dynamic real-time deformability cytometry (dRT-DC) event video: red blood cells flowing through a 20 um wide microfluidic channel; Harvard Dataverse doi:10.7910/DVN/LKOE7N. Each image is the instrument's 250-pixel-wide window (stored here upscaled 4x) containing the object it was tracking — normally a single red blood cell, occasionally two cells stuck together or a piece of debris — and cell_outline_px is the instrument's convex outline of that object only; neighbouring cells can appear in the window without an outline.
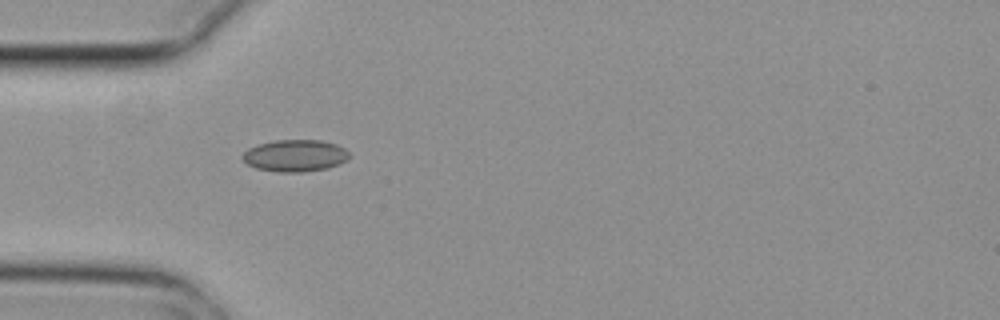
{"species": "common noctule bat (a hibernating species)", "species_latin": "Nyctalus noctula", "temperature_condition": "cold", "stored_images_in_passage": 4, "camera_frame_rate_fps": 3000, "um_per_image_px": 0.085, "animal": {"sex": "female", "body_mass_g": 29.2, "forearm_length_mm": 56.3}, "frame": {"image": 1, "passage_image": 1, "time_ms": 0.0, "image_size_px": [1000, 320], "cell_outline_px": [[348, 160], [340, 164], [328, 168], [304, 172], [276, 172], [256, 168], [248, 164], [240, 156], [248, 148], [260, 144], [276, 140], [320, 140], [336, 144], [344, 148], [348, 152]], "centroid_in_image_um": [25.09, 13.24], "position_along_channel_um": 59.9, "area_um2": 19.88}}
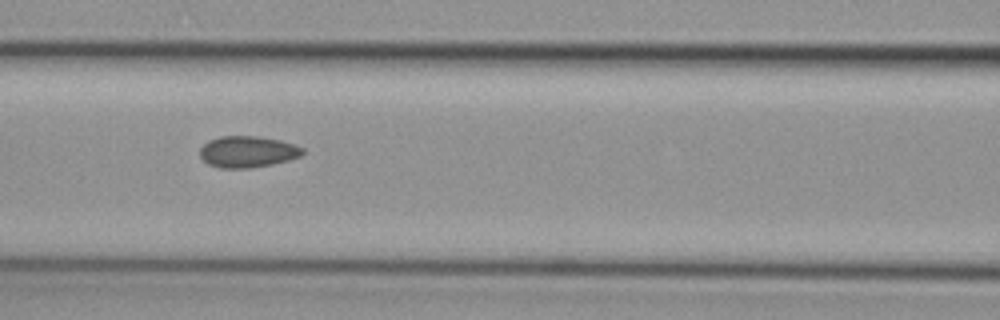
{"frame": {"image": 2, "passage_image": 3, "time_ms": 0.667, "image_size_px": [1000, 320], "cell_outline_px": [[304, 152], [300, 156], [288, 160], [272, 164], [248, 168], [220, 168], [208, 164], [200, 156], [200, 148], [208, 140], [220, 136], [256, 136], [280, 140], [304, 148]], "centroid_in_image_um": [21.02, 12.89], "position_along_channel_um": 145.6, "area_um2": 18.73}}
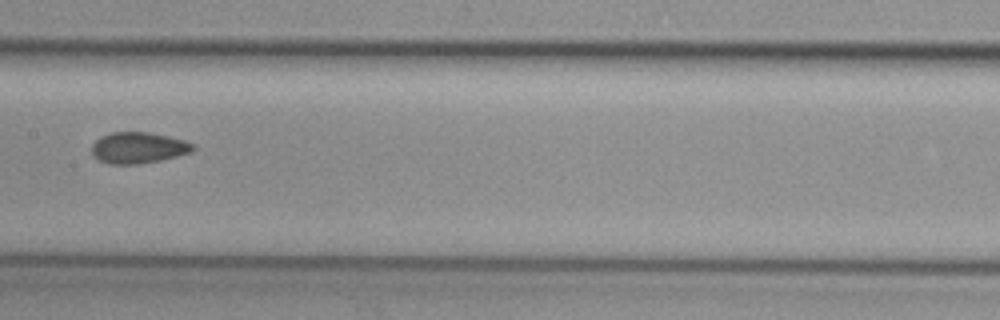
{"frame": {"image": 3, "passage_image": 4, "time_ms": 1.0, "image_size_px": [1000, 320], "cell_outline_px": [[196, 148], [192, 152], [160, 160], [140, 164], [108, 164], [100, 160], [92, 152], [92, 144], [100, 136], [112, 132], [148, 132], [168, 136], [184, 140], [192, 144]], "centroid_in_image_um": [11.76, 12.55], "position_along_channel_um": 195.6, "area_um2": 18.32}}